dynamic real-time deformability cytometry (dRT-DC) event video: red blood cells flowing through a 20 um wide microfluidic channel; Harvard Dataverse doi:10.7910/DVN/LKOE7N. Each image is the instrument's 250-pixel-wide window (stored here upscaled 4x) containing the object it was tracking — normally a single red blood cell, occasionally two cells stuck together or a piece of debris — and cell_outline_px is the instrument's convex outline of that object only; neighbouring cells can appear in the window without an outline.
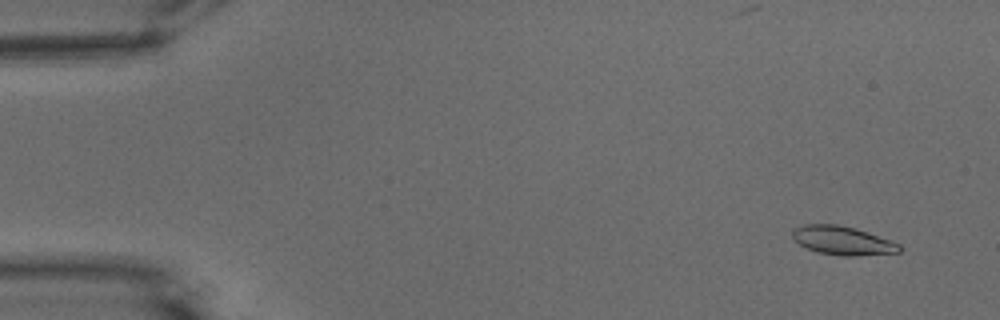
{"species": "common noctule bat (a hibernating species)", "species_latin": "Nyctalus noctula", "temperature_condition": "warm", "stored_images_in_passage": 57, "camera_frame_rate_fps": 3000, "um_per_image_px": 0.085, "animal": {"sex": "male", "body_mass_g": 15.6}, "frame": {"image": 1, "passage_image": 4, "time_ms": 1.0, "image_size_px": [1000, 320], "cell_outline_px": [[904, 248], [900, 252], [856, 256], [840, 256], [816, 252], [792, 240], [792, 228], [804, 224], [836, 224], [856, 228], [868, 232], [900, 244]], "centroid_in_image_um": [71.6, 20.45], "position_along_channel_um": 13.4, "area_um2": 18.15}}
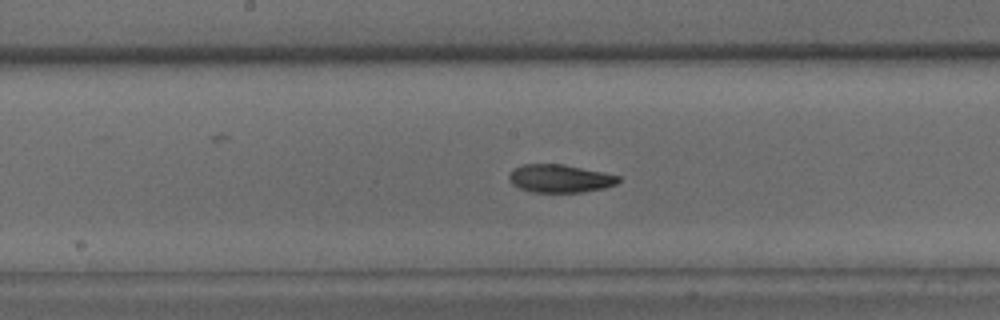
{"frame": {"image": 2, "passage_image": 30, "time_ms": 9.667, "image_size_px": [1000, 320], "cell_outline_px": [[620, 180], [616, 184], [604, 188], [580, 192], [532, 192], [520, 188], [512, 184], [508, 180], [508, 176], [512, 168], [524, 164], [564, 164], [620, 176]], "centroid_in_image_um": [47.55, 15.17], "position_along_channel_um": 200.6, "area_um2": 17.86}}
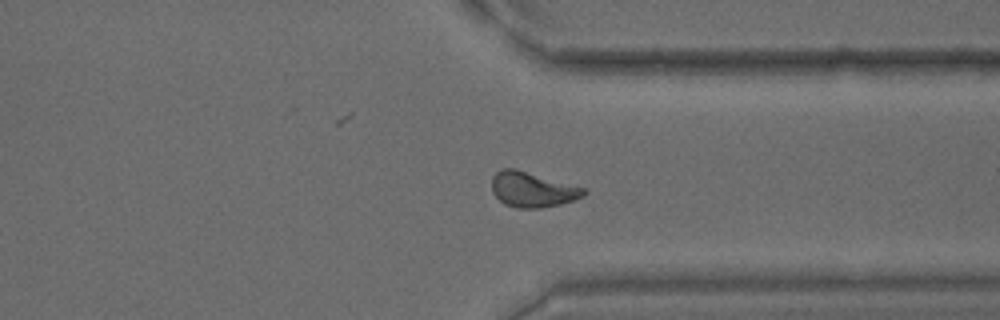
{"frame": {"image": 3, "passage_image": 44, "time_ms": 14.333, "image_size_px": [1000, 320], "cell_outline_px": [[588, 192], [584, 196], [560, 204], [540, 208], [516, 208], [504, 204], [492, 192], [492, 176], [500, 168], [516, 168], [584, 188]], "centroid_in_image_um": [45.22, 16.1], "position_along_channel_um": 366.2, "area_um2": 18.84}, "authors_computed_cell_mechanics": {"area_um2": 18.3226, "velocity_mm_per_s": 3.5579, "shape_relaxation_time_tau1_ms": 5.9427, "shape_relaxation_time_tau2_ms": 4.4645, "deformation_change_tau1": 0.1681, "deformation_change_tau2": 0.1081}}